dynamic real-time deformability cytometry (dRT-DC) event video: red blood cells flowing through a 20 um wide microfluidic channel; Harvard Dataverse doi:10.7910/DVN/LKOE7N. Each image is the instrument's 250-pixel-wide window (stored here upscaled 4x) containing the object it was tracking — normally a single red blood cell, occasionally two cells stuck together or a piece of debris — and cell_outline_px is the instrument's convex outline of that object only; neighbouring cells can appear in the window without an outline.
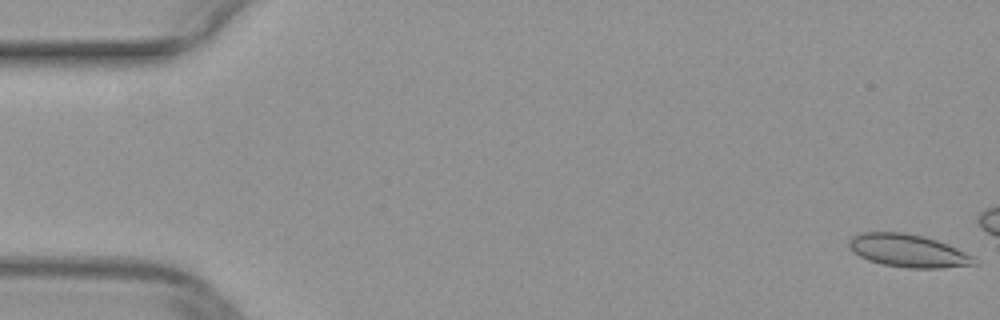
{"species": "common noctule bat (a hibernating species)", "species_latin": "Nyctalus noctula", "temperature_condition": "warm", "stored_images_in_passage": 41, "camera_frame_rate_fps": 3000, "um_per_image_px": 0.085, "animal": {"sex": "female", "body_mass_g": 29.2, "forearm_length_mm": 56.3}, "frame": {"image": 1, "passage_image": 1, "time_ms": 0.0, "image_size_px": [1000, 320], "cell_outline_px": [[980, 264], [940, 268], [908, 268], [884, 264], [868, 260], [852, 252], [848, 248], [848, 240], [852, 236], [860, 232], [904, 232], [924, 236], [948, 244], [972, 256]], "centroid_in_image_um": [77.16, 21.3], "position_along_channel_um": 7.8, "area_um2": 24.1}}
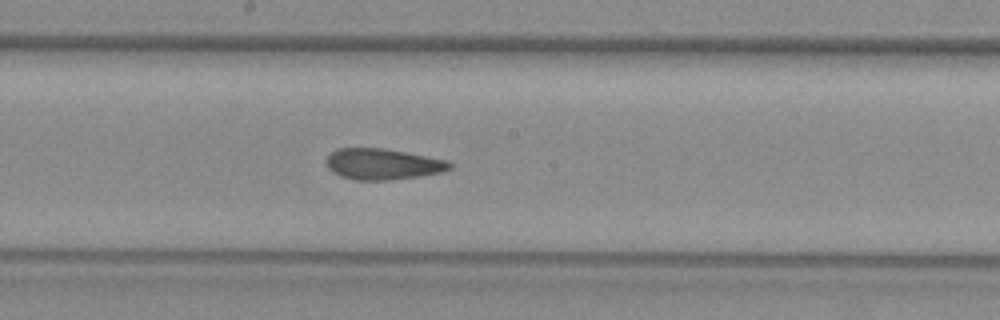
{"frame": {"image": 2, "passage_image": 27, "time_ms": 8.667, "image_size_px": [1000, 320], "cell_outline_px": [[452, 168], [444, 172], [420, 176], [388, 180], [352, 180], [340, 176], [332, 172], [328, 168], [324, 160], [336, 148], [384, 148], [448, 160], [452, 164]], "centroid_in_image_um": [32.52, 13.95], "position_along_channel_um": 215.7, "area_um2": 22.54}}
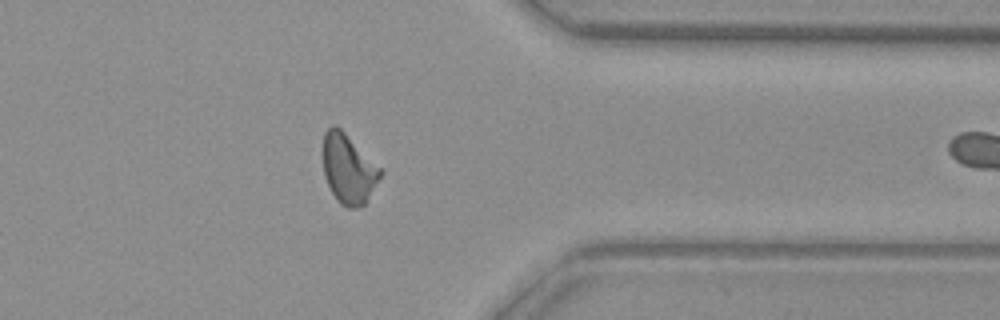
{"frame": {"image": 3, "passage_image": 40, "time_ms": 13.0, "image_size_px": [1000, 320], "cell_outline_px": [[384, 172], [364, 204], [360, 208], [348, 208], [340, 204], [336, 200], [324, 176], [324, 132], [332, 124], [336, 124]], "centroid_in_image_um": [29.61, 14.38], "position_along_channel_um": 381.8, "area_um2": 22.89}}